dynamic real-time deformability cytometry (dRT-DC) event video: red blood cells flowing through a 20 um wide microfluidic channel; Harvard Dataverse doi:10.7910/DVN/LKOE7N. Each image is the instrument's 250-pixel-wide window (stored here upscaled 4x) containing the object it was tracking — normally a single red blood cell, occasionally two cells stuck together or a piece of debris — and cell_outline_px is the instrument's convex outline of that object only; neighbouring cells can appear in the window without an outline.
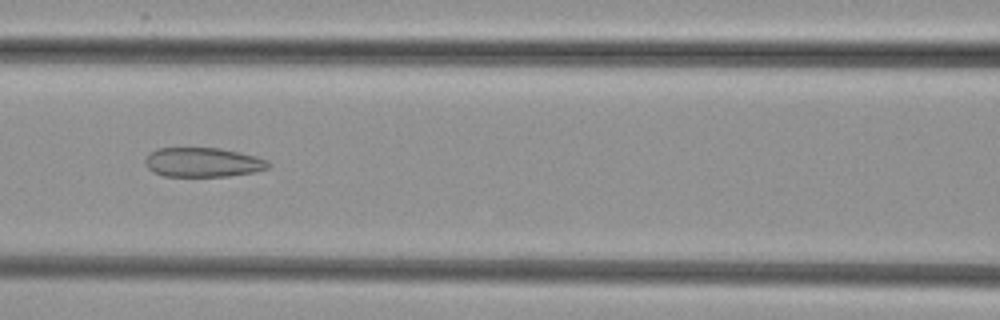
{"species": "common noctule bat (a hibernating species)", "species_latin": "Nyctalus noctula", "temperature_condition": "cold", "stored_images_in_passage": 47, "camera_frame_rate_fps": 3000, "um_per_image_px": 0.085, "animal": {"sex": "female", "body_mass_g": 29.2, "forearm_length_mm": 56.3}, "frame": {"image": 1, "passage_image": 18, "time_ms": 5.667, "image_size_px": [1000, 320], "cell_outline_px": [[272, 164], [268, 168], [256, 172], [228, 176], [164, 176], [152, 172], [144, 164], [144, 160], [148, 152], [156, 148], [220, 148], [240, 152], [256, 156], [268, 160]], "centroid_in_image_um": [17.24, 13.79], "position_along_channel_um": 149.4, "area_um2": 21.44}}
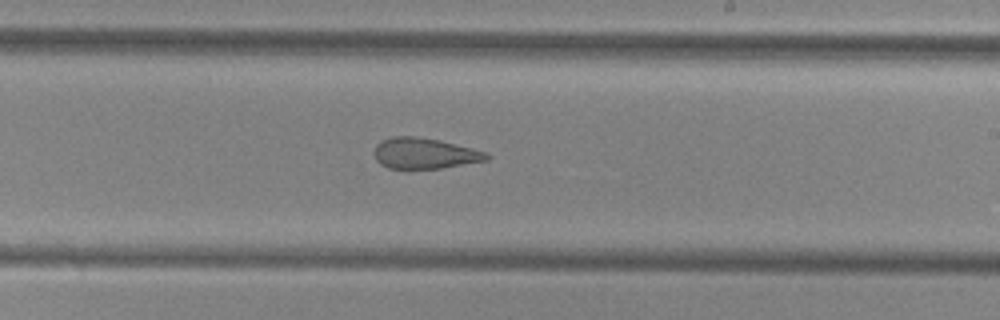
{"frame": {"image": 2, "passage_image": 26, "time_ms": 8.333, "image_size_px": [1000, 320], "cell_outline_px": [[492, 156], [488, 160], [440, 168], [388, 168], [380, 164], [376, 160], [376, 144], [380, 140], [392, 136], [416, 136], [440, 140], [488, 152]], "centroid_in_image_um": [36.11, 13.02], "position_along_channel_um": 252.9, "area_um2": 20.17}}
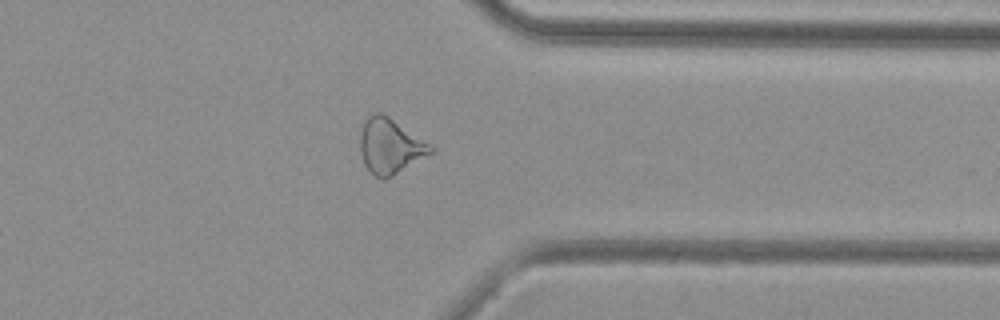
{"frame": {"image": 3, "passage_image": 36, "time_ms": 11.667, "image_size_px": [1000, 320], "cell_outline_px": [[436, 148], [432, 152], [392, 176], [384, 180], [368, 172], [364, 164], [360, 152], [360, 132], [364, 120], [372, 112], [380, 112], [388, 116], [432, 144]], "centroid_in_image_um": [33.14, 12.41], "position_along_channel_um": 378.3, "area_um2": 22.83}}